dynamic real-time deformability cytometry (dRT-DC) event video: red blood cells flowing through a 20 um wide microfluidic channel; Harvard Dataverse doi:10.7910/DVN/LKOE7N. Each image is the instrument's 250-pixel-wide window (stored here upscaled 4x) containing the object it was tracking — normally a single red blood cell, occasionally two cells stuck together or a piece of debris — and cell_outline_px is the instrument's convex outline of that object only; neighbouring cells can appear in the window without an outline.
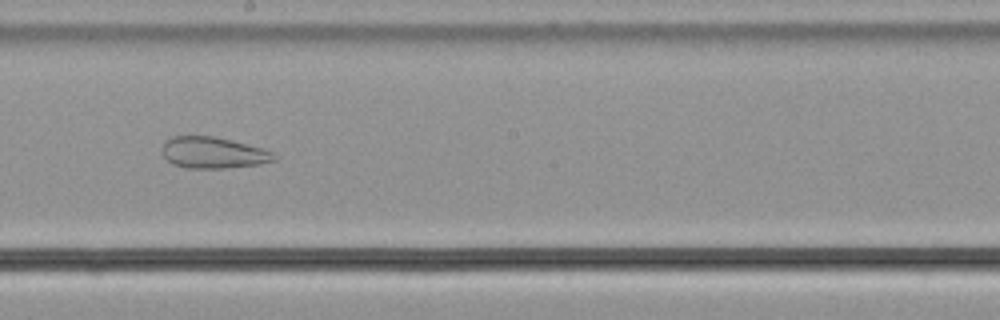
{"species": "common noctule bat (a hibernating species)", "species_latin": "Nyctalus noctula", "temperature_condition": "cold", "stored_images_in_passage": 38, "camera_frame_rate_fps": 3000, "um_per_image_px": 0.085, "animal": {"sex": "male", "body_mass_g": 21.5, "forearm_length_mm": 52.0}, "frame": {"image": 1, "passage_image": 18, "time_ms": 5.667, "image_size_px": [1000, 320], "cell_outline_px": [[276, 160], [260, 164], [224, 168], [184, 168], [172, 164], [160, 152], [164, 140], [168, 136], [212, 136], [232, 140], [276, 152]], "centroid_in_image_um": [18.08, 12.97], "position_along_channel_um": 230.1, "area_um2": 20.75}}
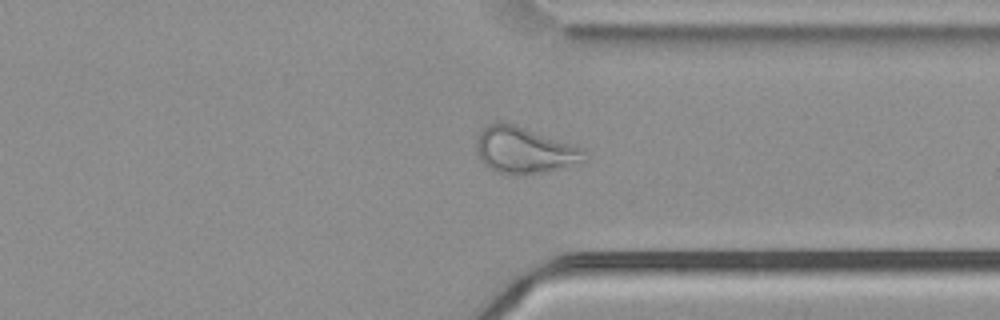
{"frame": {"image": 2, "passage_image": 29, "time_ms": 9.333, "image_size_px": [1000, 320], "cell_outline_px": [[588, 160], [544, 172], [516, 176], [496, 172], [488, 168], [480, 160], [476, 152], [476, 136], [488, 124], [500, 120], [516, 124], [584, 148]], "centroid_in_image_um": [44.53, 12.76], "position_along_channel_um": 366.9, "area_um2": 29.71}}
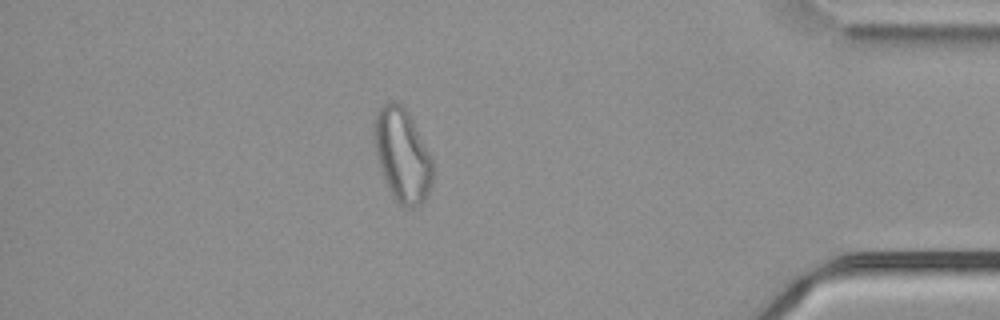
{"frame": {"image": 3, "passage_image": 35, "time_ms": 11.333, "image_size_px": [1000, 320], "cell_outline_px": [[432, 184], [428, 196], [416, 208], [408, 208], [396, 204], [380, 172], [376, 156], [372, 136], [372, 124], [380, 108], [384, 104], [392, 100], [400, 104], [408, 112], [432, 160]], "centroid_in_image_um": [34.15, 13.24], "position_along_channel_um": 401.0, "area_um2": 32.19}, "authors_computed_cell_mechanics": {"area_um2": 28.1486, "velocity_mm_per_s": 3.7294, "shape_relaxation_time_tau1_ms": null, "shape_relaxation_time_tau2_ms": 2.2398, "deformation_change_tau1": null, "deformation_change_tau2": 0.0996}}